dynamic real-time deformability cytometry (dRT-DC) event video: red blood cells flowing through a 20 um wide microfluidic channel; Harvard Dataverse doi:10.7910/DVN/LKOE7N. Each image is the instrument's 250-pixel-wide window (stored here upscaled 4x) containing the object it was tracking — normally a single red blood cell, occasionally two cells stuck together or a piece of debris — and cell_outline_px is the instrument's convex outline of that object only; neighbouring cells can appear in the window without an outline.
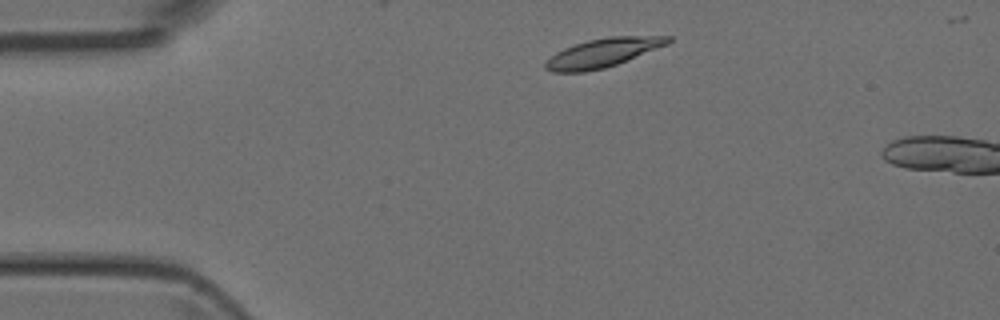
{"species": "Egyptian fruit bat (a non-hibernating species)", "species_latin": "Rousettus aegyptiacus", "temperature_condition": "room temperature", "stored_images_in_passage": 3, "camera_frame_rate_fps": 3000, "um_per_image_px": 0.085, "animal": {"sex": "female"}, "frame": {"image": 1, "passage_image": 2, "time_ms": 1.0, "image_size_px": [1000, 320], "cell_outline_px": [[672, 40], [668, 44], [616, 64], [604, 68], [584, 72], [552, 72], [544, 68], [544, 64], [556, 52], [564, 48], [588, 40], [608, 36], [672, 36]], "centroid_in_image_um": [51.24, 4.48], "position_along_channel_um": 33.8, "area_um2": 20.35}}